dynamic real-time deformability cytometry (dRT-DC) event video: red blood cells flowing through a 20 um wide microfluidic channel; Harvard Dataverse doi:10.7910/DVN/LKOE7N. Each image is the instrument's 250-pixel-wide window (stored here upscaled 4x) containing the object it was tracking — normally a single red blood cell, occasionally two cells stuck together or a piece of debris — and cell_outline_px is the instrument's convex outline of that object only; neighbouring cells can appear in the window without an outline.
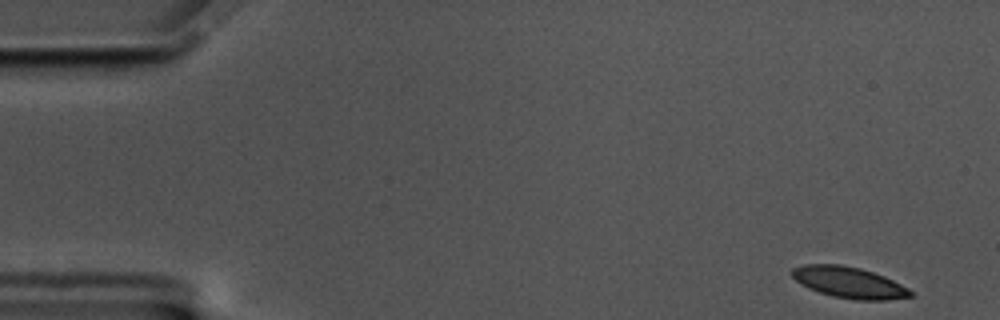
{"species": "common noctule bat (a hibernating species)", "species_latin": "Nyctalus noctula", "temperature_condition": "cold", "stored_images_in_passage": 56, "camera_frame_rate_fps": 3000, "um_per_image_px": 0.085, "animal": {"sex": "male", "body_mass_g": 17.5, "forearm_length_mm": 52.3}, "frame": {"image": 1, "passage_image": 1, "time_ms": 0.0, "image_size_px": [1000, 320], "cell_outline_px": [[912, 296], [884, 300], [856, 300], [832, 296], [808, 288], [796, 280], [792, 276], [792, 268], [804, 264], [840, 264], [860, 268], [884, 276], [908, 288], [912, 292]], "centroid_in_image_um": [72.15, 24.0], "position_along_channel_um": 12.9, "area_um2": 21.33}}
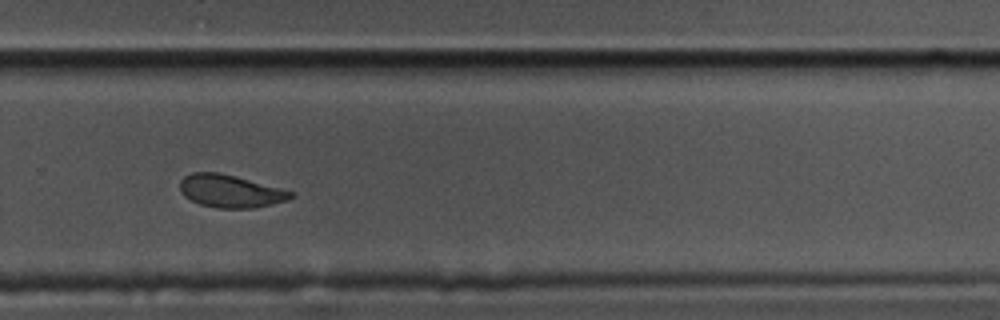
{"frame": {"image": 2, "passage_image": 37, "time_ms": 12.0, "image_size_px": [1000, 320], "cell_outline_px": [[296, 196], [288, 200], [256, 208], [216, 208], [200, 204], [184, 196], [180, 188], [180, 180], [184, 176], [192, 172], [220, 172], [236, 176], [292, 192]], "centroid_in_image_um": [19.56, 16.25], "position_along_channel_um": 310.2, "area_um2": 21.04}}
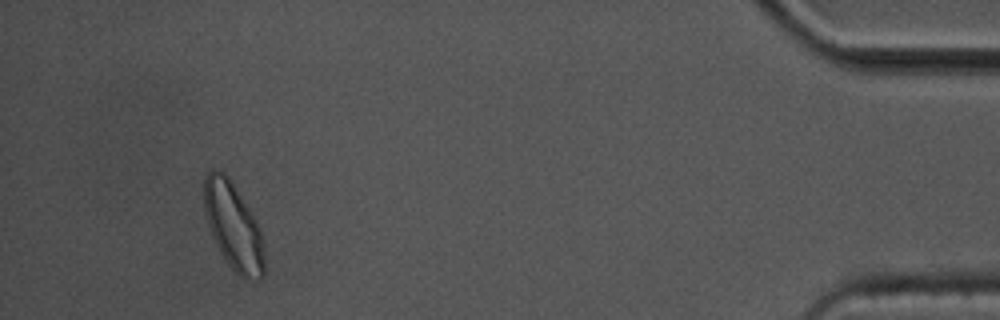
{"frame": {"image": 3, "passage_image": 52, "time_ms": 17.0, "image_size_px": [1000, 320], "cell_outline_px": [[264, 276], [260, 280], [256, 280], [240, 276], [228, 264], [220, 252], [216, 244], [208, 224], [204, 208], [204, 180], [208, 172], [212, 168], [224, 172], [228, 176], [256, 220], [260, 228], [264, 244]], "centroid_in_image_um": [19.85, 19.24], "position_along_channel_um": 415.4, "area_um2": 30.4}, "authors_computed_cell_mechanics": {"area_um2": 21.9929, "velocity_mm_per_s": 3.4593, "shape_relaxation_time_tau1_ms": 3.6402, "shape_relaxation_time_tau2_ms": 1.69, "deformation_change_tau1": 0.0959, "deformation_change_tau2": 0.0639}}